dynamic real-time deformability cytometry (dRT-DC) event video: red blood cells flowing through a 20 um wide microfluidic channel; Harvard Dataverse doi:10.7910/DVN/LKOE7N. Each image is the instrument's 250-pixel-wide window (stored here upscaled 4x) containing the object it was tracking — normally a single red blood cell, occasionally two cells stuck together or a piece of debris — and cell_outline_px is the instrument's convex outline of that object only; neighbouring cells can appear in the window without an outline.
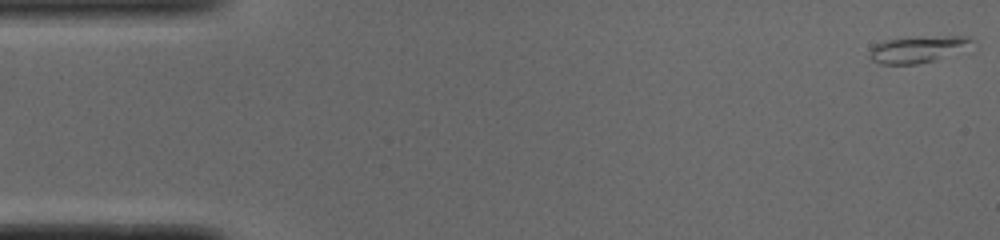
{"species": "common noctule bat (a hibernating species)", "species_latin": "Nyctalus noctula", "temperature_condition": "cold", "stored_images_in_passage": 50, "camera_frame_rate_fps": 3000, "um_per_image_px": 0.085, "animal": {"sex": "male", "body_mass_g": 19.0, "forearm_length_mm": 50.8}, "frame": {"image": 1, "passage_image": 1, "time_ms": 0.0, "image_size_px": [1000, 240], "cell_outline_px": [[972, 40], [932, 60], [916, 64], [880, 64], [872, 60], [872, 48], [876, 44], [884, 40], [948, 36], [968, 36]], "centroid_in_image_um": [77.8, 4.2], "position_along_channel_um": 7.2, "area_um2": 14.22}}
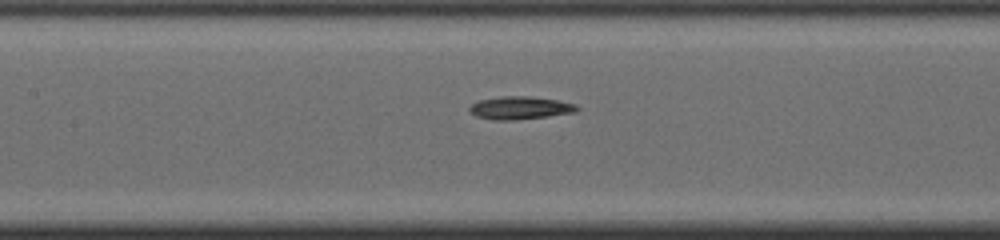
{"frame": {"image": 2, "passage_image": 23, "time_ms": 7.333, "image_size_px": [1000, 240], "cell_outline_px": [[580, 108], [576, 112], [548, 116], [512, 120], [492, 120], [476, 116], [468, 108], [472, 104], [480, 100], [504, 96], [528, 96], [556, 100], [576, 104]], "centroid_in_image_um": [44.22, 9.17], "position_along_channel_um": 163.2, "area_um2": 14.16}}
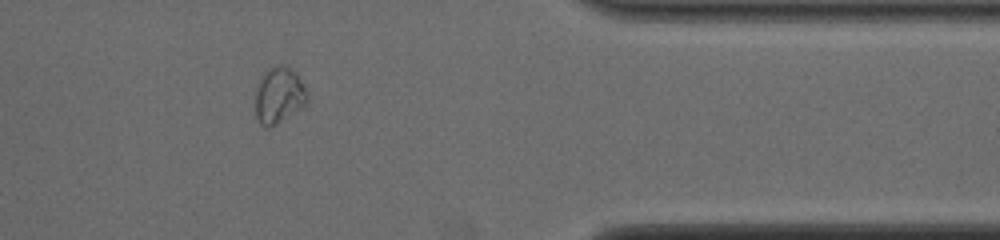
{"frame": {"image": 3, "passage_image": 42, "time_ms": 13.667, "image_size_px": [1000, 240], "cell_outline_px": [[308, 100], [304, 104], [276, 124], [268, 128], [260, 124], [256, 116], [256, 88], [264, 72], [276, 64], [280, 64], [296, 72], [304, 84], [308, 92]], "centroid_in_image_um": [23.71, 8.08], "position_along_channel_um": 387.7, "area_um2": 16.76}}